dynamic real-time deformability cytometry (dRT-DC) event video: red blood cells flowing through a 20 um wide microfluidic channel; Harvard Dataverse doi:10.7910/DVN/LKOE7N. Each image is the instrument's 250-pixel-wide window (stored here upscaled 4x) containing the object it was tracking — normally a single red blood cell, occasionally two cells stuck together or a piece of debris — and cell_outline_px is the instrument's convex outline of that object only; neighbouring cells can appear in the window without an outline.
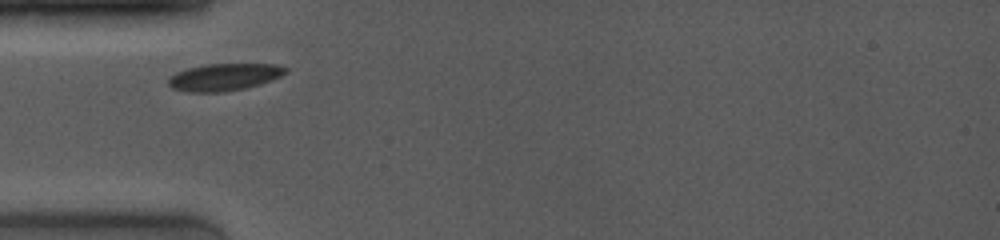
{"species": "common noctule bat (a hibernating species)", "species_latin": "Nyctalus noctula", "temperature_condition": "room temperature", "stored_images_in_passage": 9, "camera_frame_rate_fps": 4000, "um_per_image_px": 0.085, "animal": {"sex": "female", "body_mass_g": 19.0, "forearm_length_mm": 53.3}, "frame": {"image": 1, "passage_image": 1, "time_ms": 0.0, "image_size_px": [1000, 240], "cell_outline_px": [[288, 72], [280, 76], [260, 84], [244, 88], [224, 92], [192, 92], [172, 88], [168, 84], [168, 76], [176, 72], [188, 68], [204, 64], [276, 64], [288, 68]], "centroid_in_image_um": [19.04, 6.54], "position_along_channel_um": 66.0, "area_um2": 18.55}}
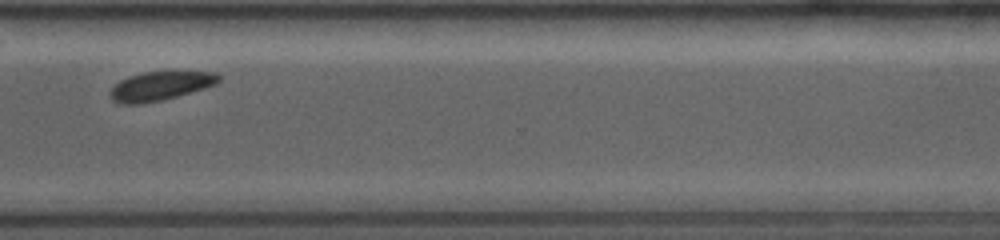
{"frame": {"image": 2, "passage_image": 8, "time_ms": 7.5, "image_size_px": [1000, 240], "cell_outline_px": [[220, 80], [216, 84], [204, 88], [176, 96], [160, 100], [140, 104], [120, 104], [112, 100], [108, 96], [108, 92], [120, 80], [128, 76], [144, 72], [216, 72], [220, 76]], "centroid_in_image_um": [13.57, 7.31], "position_along_channel_um": 357.0, "area_um2": 18.15}}
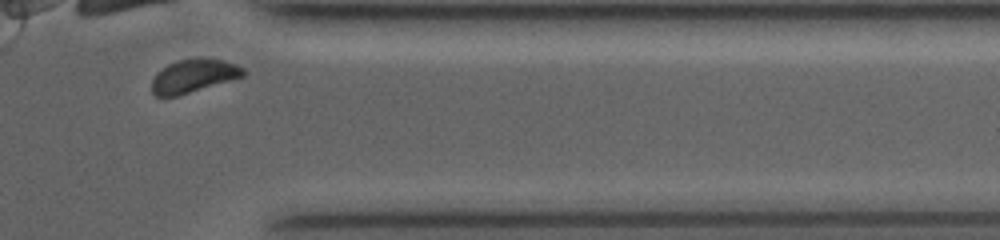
{"frame": {"image": 3, "passage_image": 9, "time_ms": 8.5, "image_size_px": [1000, 240], "cell_outline_px": [[248, 72], [244, 76], [176, 96], [156, 96], [152, 92], [152, 80], [156, 72], [168, 64], [176, 60], [200, 56], [224, 60], [236, 64], [244, 68]], "centroid_in_image_um": [16.47, 6.41], "position_along_channel_um": 394.9, "area_um2": 17.98}}